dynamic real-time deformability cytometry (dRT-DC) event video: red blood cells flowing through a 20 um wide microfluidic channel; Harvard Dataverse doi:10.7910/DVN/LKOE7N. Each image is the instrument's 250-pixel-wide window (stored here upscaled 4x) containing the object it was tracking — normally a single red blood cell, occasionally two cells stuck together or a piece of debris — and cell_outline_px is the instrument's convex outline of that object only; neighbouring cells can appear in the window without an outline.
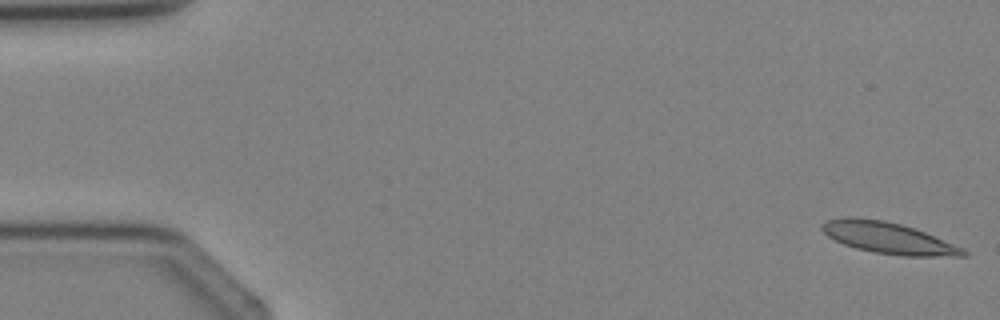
{"species": "Egyptian fruit bat (a non-hibernating species)", "species_latin": "Rousettus aegyptiacus", "temperature_condition": "cold", "stored_images_in_passage": 4, "camera_frame_rate_fps": 3000, "um_per_image_px": 0.085, "animal": {"sex": "female"}, "frame": {"image": 1, "passage_image": 1, "time_ms": 0.0, "image_size_px": [1000, 320], "cell_outline_px": [[968, 256], [904, 256], [872, 252], [856, 248], [844, 244], [828, 236], [820, 228], [828, 220], [844, 216], [852, 216], [884, 220], [900, 224], [924, 232], [964, 248], [968, 252]], "centroid_in_image_um": [75.51, 20.22], "position_along_channel_um": 9.5, "area_um2": 25.66}}
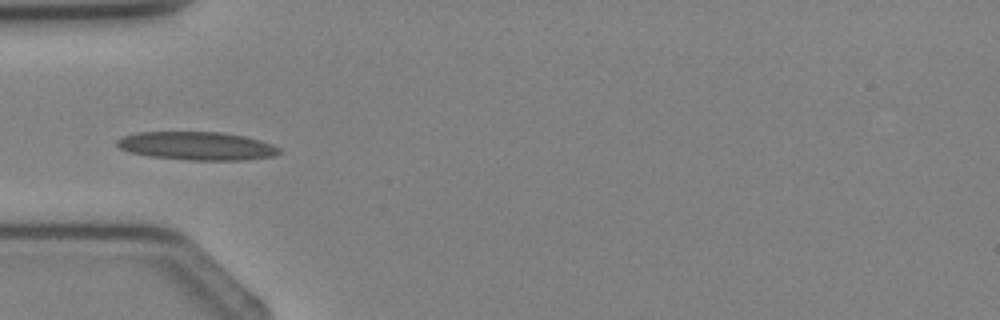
{"frame": {"image": 2, "passage_image": 4, "time_ms": 3.667, "image_size_px": [1000, 320], "cell_outline_px": [[280, 152], [272, 156], [240, 160], [188, 160], [148, 156], [128, 152], [120, 148], [116, 144], [116, 140], [124, 136], [136, 132], [220, 132], [244, 136], [260, 140], [272, 144], [280, 148]], "centroid_in_image_um": [16.7, 12.4], "position_along_channel_um": 68.3, "area_um2": 26.7}}